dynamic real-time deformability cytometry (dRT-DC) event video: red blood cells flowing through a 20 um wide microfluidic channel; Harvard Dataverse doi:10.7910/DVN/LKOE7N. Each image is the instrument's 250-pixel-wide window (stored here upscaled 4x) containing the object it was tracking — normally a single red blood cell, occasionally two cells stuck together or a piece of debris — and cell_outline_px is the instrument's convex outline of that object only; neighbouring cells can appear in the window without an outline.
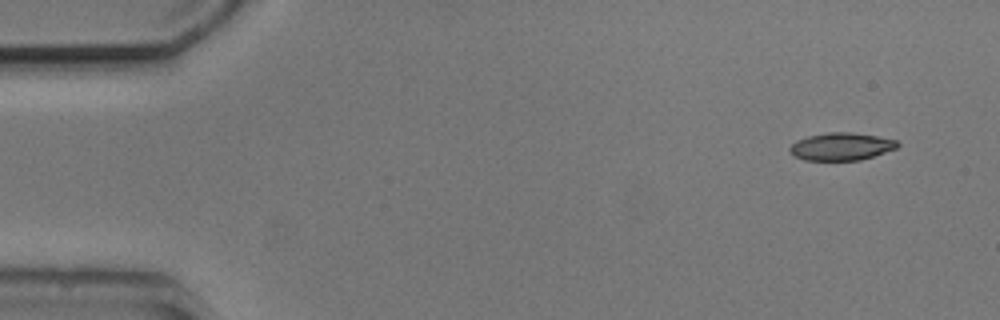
{"species": "common noctule bat (a hibernating species)", "species_latin": "Nyctalus noctula", "temperature_condition": "cold", "stored_images_in_passage": 4, "camera_frame_rate_fps": 3000, "um_per_image_px": 0.085, "animal": {"sex": "male", "body_mass_g": 20.5, "forearm_length_mm": 52.5}, "frame": {"image": 1, "passage_image": 1, "time_ms": 0.0, "image_size_px": [1000, 320], "cell_outline_px": [[900, 144], [896, 148], [860, 160], [804, 160], [796, 156], [788, 148], [796, 140], [808, 136], [828, 132], [852, 132], [876, 136], [896, 140]], "centroid_in_image_um": [71.5, 12.44], "position_along_channel_um": 13.5, "area_um2": 17.11}}